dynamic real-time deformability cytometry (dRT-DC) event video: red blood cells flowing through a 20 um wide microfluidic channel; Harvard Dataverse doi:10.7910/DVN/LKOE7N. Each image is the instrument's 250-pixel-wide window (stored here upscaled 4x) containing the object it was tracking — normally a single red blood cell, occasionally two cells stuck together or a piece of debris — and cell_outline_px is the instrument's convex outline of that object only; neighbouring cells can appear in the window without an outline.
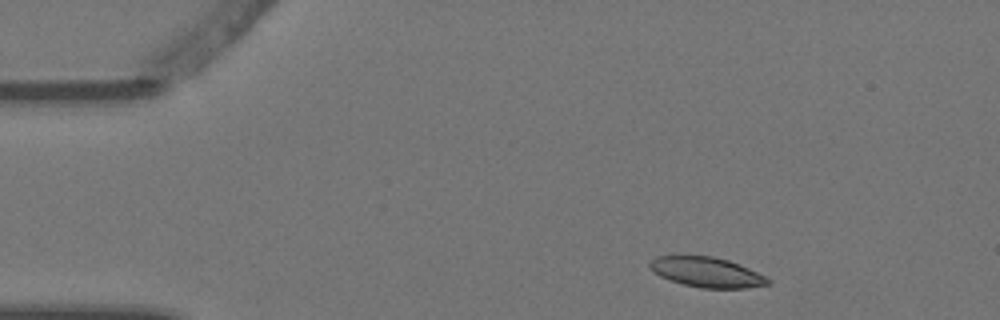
{"species": "Egyptian fruit bat (a non-hibernating species)", "species_latin": "Rousettus aegyptiacus", "temperature_condition": "warm", "stored_images_in_passage": 3, "camera_frame_rate_fps": 3000, "um_per_image_px": 0.085, "animal": {"sex": "female"}, "frame": {"image": 1, "passage_image": 1, "time_ms": 0.0, "image_size_px": [1000, 320], "cell_outline_px": [[772, 284], [744, 288], [700, 288], [684, 284], [660, 276], [652, 272], [648, 264], [656, 256], [712, 256], [728, 260], [740, 264], [772, 280]], "centroid_in_image_um": [60.08, 23.14], "position_along_channel_um": 24.9, "area_um2": 20.58}}